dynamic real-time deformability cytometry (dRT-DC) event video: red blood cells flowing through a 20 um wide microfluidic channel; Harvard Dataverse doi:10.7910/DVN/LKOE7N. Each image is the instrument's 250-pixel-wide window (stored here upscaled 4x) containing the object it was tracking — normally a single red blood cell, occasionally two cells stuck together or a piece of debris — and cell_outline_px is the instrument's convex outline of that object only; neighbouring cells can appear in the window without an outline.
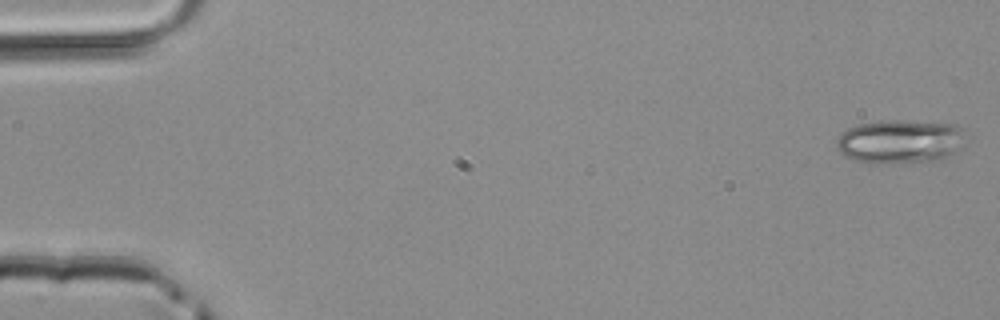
{"species": "common noctule bat (a hibernating species)", "species_latin": "Nyctalus noctula", "temperature_condition": "room temperature", "stored_images_in_passage": 45, "camera_frame_rate_fps": 3000, "um_per_image_px": 0.085, "animal": {"sex": "male", "body_mass_g": 20.4}, "frame": {"image": 1, "passage_image": 1, "time_ms": 0.0, "image_size_px": [1000, 320], "cell_outline_px": [[964, 144], [960, 148], [944, 160], [924, 164], [876, 164], [852, 160], [844, 156], [836, 148], [836, 140], [848, 128], [856, 124], [880, 120], [904, 120], [956, 124], [964, 128]], "centroid_in_image_um": [76.55, 12.06], "position_along_channel_um": 8.5, "area_um2": 34.33}}
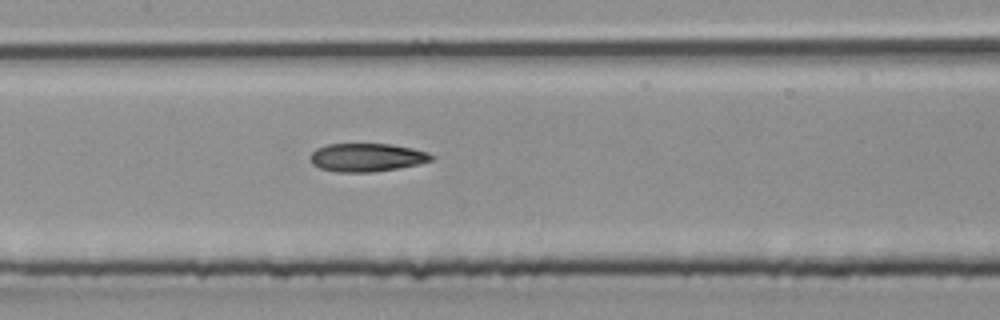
{"frame": {"image": 2, "passage_image": 24, "time_ms": 7.667, "image_size_px": [1000, 320], "cell_outline_px": [[436, 156], [432, 160], [420, 164], [372, 172], [336, 172], [320, 168], [312, 164], [312, 152], [316, 148], [328, 144], [388, 144], [412, 148], [428, 152]], "centroid_in_image_um": [31.21, 13.38], "position_along_channel_um": 176.2, "area_um2": 19.88}}
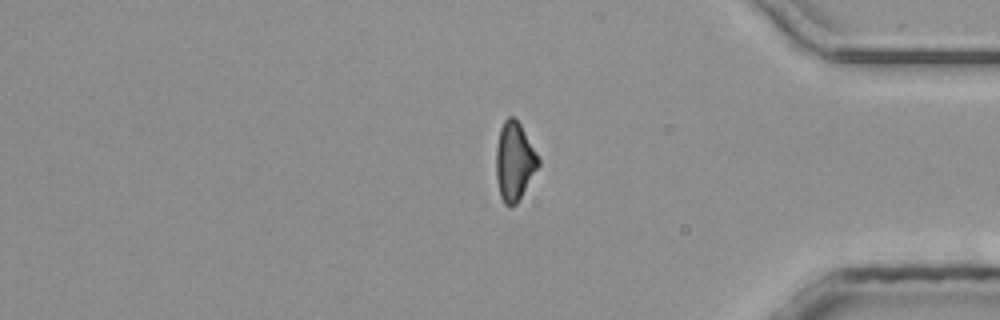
{"frame": {"image": 3, "passage_image": 41, "time_ms": 13.333, "image_size_px": [1000, 320], "cell_outline_px": [[540, 164], [516, 204], [512, 208], [504, 204], [500, 196], [496, 180], [496, 148], [500, 128], [504, 120], [508, 116], [512, 116], [520, 124], [540, 160]], "centroid_in_image_um": [43.7, 13.74], "position_along_channel_um": 391.5, "area_um2": 19.19}}